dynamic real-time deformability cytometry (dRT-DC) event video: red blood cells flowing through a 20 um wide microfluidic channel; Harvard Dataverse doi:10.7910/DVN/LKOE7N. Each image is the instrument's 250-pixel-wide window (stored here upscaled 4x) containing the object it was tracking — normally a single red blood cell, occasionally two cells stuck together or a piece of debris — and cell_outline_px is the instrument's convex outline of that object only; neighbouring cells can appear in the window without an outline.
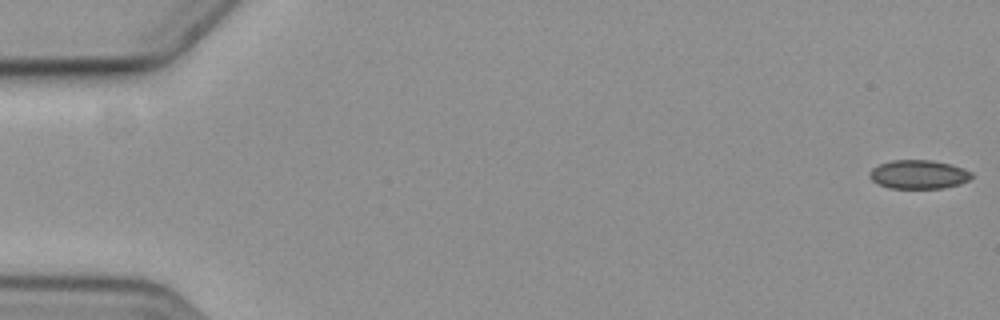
{"species": "common noctule bat (a hibernating species)", "species_latin": "Nyctalus noctula", "temperature_condition": "cold", "stored_images_in_passage": 3, "segment_of_instrument_passage": [2, 2], "camera_frame_rate_fps": 3000, "um_per_image_px": 0.085, "animal": {"sex": "female", "body_mass_g": 19.3, "forearm_length_mm": 54.1}, "frame": {"image": 1, "passage_image": 3, "time_ms": 2.333, "image_size_px": [1000, 320], "cell_outline_px": [[972, 176], [968, 180], [960, 184], [940, 188], [888, 188], [872, 180], [868, 176], [868, 172], [872, 168], [880, 164], [892, 160], [932, 160], [952, 164], [964, 168], [972, 172]], "centroid_in_image_um": [78.08, 14.82], "position_along_channel_um": 6.9, "area_um2": 17.17}}